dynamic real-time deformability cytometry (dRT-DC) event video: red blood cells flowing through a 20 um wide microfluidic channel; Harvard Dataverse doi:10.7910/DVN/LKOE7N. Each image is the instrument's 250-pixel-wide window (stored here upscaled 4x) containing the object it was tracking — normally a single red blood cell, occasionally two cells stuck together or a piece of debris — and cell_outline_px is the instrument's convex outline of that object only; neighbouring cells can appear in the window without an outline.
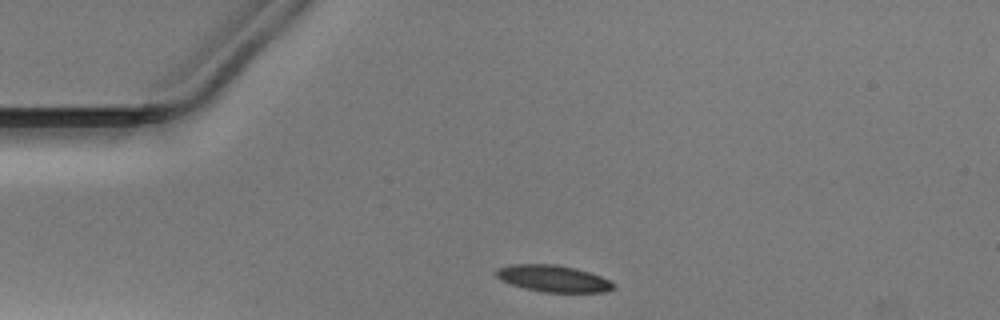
{"species": "Egyptian fruit bat (a non-hibernating species)", "species_latin": "Rousettus aegyptiacus", "temperature_condition": "warm", "stored_images_in_passage": 30, "camera_frame_rate_fps": 3000, "um_per_image_px": 0.085, "animal": {"sex": "male"}, "frame": {"image": 1, "passage_image": 1, "time_ms": 0.0, "image_size_px": [1000, 320], "cell_outline_px": [[616, 288], [608, 292], [544, 292], [524, 288], [512, 284], [496, 276], [496, 268], [508, 264], [556, 264], [576, 268], [600, 276], [616, 284]], "centroid_in_image_um": [47.05, 23.67], "position_along_channel_um": 37.9, "area_um2": 18.26}}
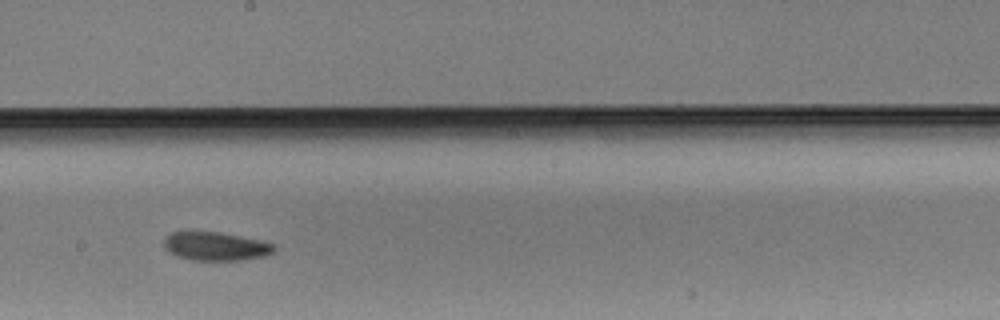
{"frame": {"image": 2, "passage_image": 18, "time_ms": 5.667, "image_size_px": [1000, 320], "cell_outline_px": [[276, 248], [272, 252], [264, 256], [240, 260], [192, 260], [176, 256], [168, 252], [164, 248], [164, 236], [172, 232], [184, 228], [196, 228], [220, 232], [260, 240], [276, 244]], "centroid_in_image_um": [18.23, 20.87], "position_along_channel_um": 230.0, "area_um2": 19.25}}
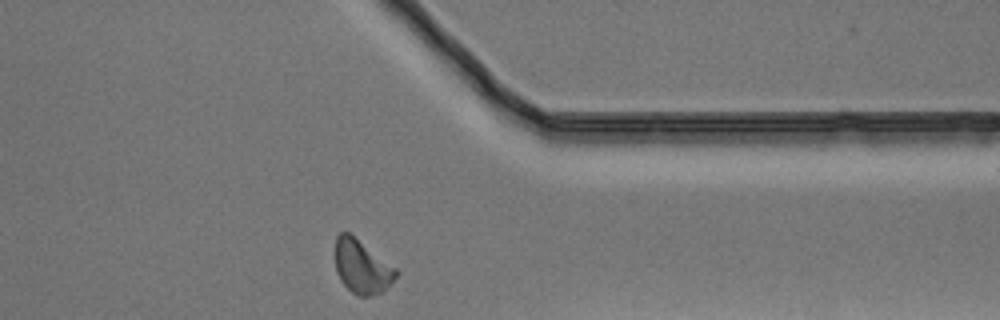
{"frame": {"image": 3, "passage_image": 30, "time_ms": 9.667, "image_size_px": [1000, 320], "cell_outline_px": [[400, 272], [380, 292], [368, 296], [356, 296], [340, 280], [336, 272], [336, 236], [340, 232], [348, 232], [396, 268]], "centroid_in_image_um": [30.74, 22.67], "position_along_channel_um": 380.7, "area_um2": 18.5}}